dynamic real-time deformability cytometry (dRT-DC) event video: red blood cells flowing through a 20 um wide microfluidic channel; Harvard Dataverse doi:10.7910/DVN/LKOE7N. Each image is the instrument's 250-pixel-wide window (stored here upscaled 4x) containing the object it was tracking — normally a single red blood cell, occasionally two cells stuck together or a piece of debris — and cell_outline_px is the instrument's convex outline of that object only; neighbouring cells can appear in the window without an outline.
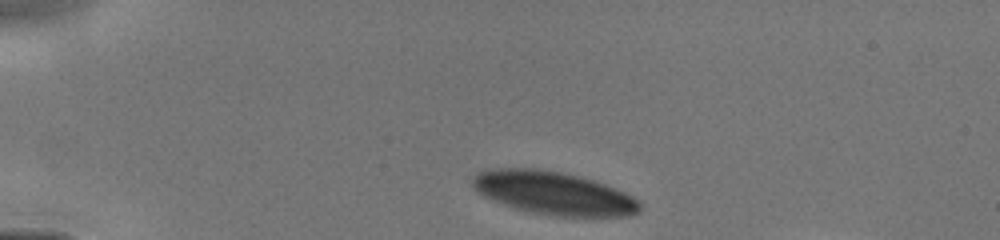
{"species": "human", "species_latin": "Homo sapiens", "temperature_condition": "cold", "stored_images_in_passage": 12, "camera_frame_rate_fps": 3000, "um_per_image_px": 0.085, "donor": {"sex": "male"}, "frame": {"image": 1, "passage_image": 1, "time_ms": 0.0, "image_size_px": [1000, 240], "cell_outline_px": [[640, 212], [628, 216], [560, 216], [532, 212], [516, 208], [504, 204], [484, 196], [472, 184], [472, 180], [480, 172], [496, 168], [536, 168], [560, 172], [592, 180], [604, 184], [624, 192], [632, 196], [640, 204]], "centroid_in_image_um": [47.08, 16.41], "position_along_channel_um": 37.9, "area_um2": 41.21}}
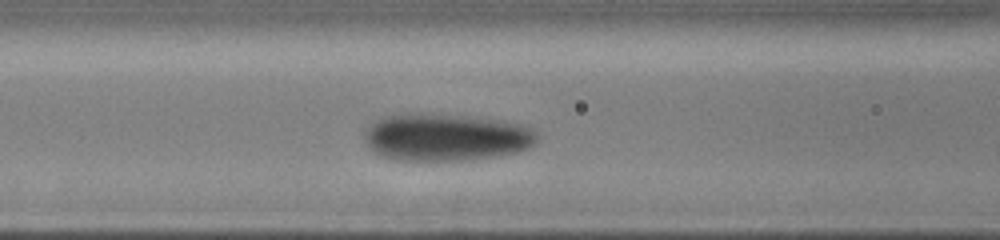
{"frame": {"image": 2, "passage_image": 9, "time_ms": 3.333, "image_size_px": [1000, 240], "cell_outline_px": [[536, 144], [532, 148], [516, 152], [492, 156], [464, 160], [396, 160], [380, 156], [372, 152], [368, 148], [364, 140], [364, 132], [376, 120], [384, 116], [412, 112], [464, 116], [500, 120], [520, 124], [536, 132]], "centroid_in_image_um": [37.85, 11.66], "position_along_channel_um": 128.8, "area_um2": 47.74}}
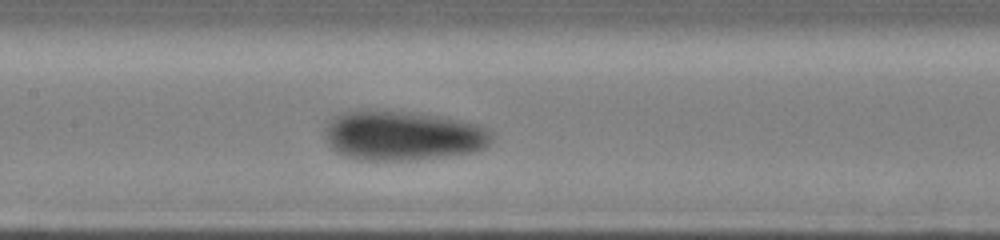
{"frame": {"image": 3, "passage_image": 12, "time_ms": 4.333, "image_size_px": [1000, 240], "cell_outline_px": [[492, 140], [484, 148], [472, 152], [416, 160], [356, 160], [344, 156], [336, 152], [328, 144], [324, 128], [328, 120], [332, 116], [344, 112], [408, 112], [440, 116], [460, 120], [476, 124], [488, 128], [492, 136]], "centroid_in_image_um": [34.21, 11.55], "position_along_channel_um": 173.2, "area_um2": 47.97}}